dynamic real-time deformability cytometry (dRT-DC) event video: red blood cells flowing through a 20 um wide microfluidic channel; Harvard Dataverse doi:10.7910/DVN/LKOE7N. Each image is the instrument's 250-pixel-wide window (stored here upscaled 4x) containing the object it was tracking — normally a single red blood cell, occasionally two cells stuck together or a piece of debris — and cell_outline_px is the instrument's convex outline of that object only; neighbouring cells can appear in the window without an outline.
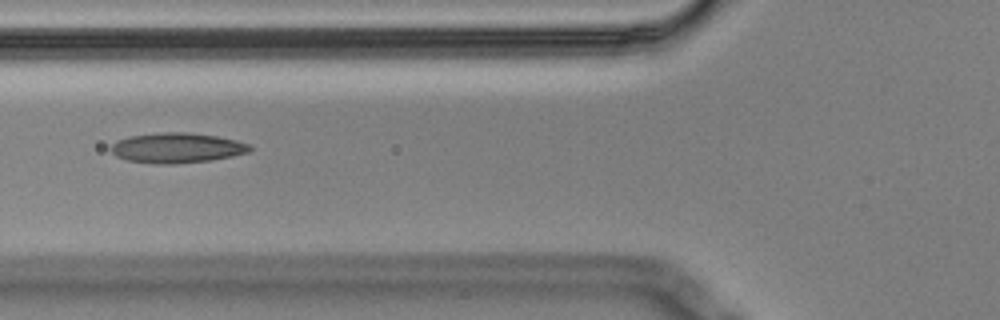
{"species": "Egyptian fruit bat (a non-hibernating species)", "species_latin": "Rousettus aegyptiacus", "temperature_condition": "cold", "stored_images_in_passage": 3, "camera_frame_rate_fps": 3000, "um_per_image_px": 0.085, "animal": {"sex": "male"}, "frame": {"image": 1, "passage_image": 2, "time_ms": 0.333, "image_size_px": [1000, 320], "cell_outline_px": [[252, 148], [248, 152], [232, 156], [212, 160], [172, 164], [160, 164], [128, 160], [116, 156], [108, 148], [116, 140], [128, 136], [164, 132], [188, 132], [216, 136], [236, 140], [252, 144]], "centroid_in_image_um": [15.03, 12.56], "position_along_channel_um": 110.8, "area_um2": 24.45}}